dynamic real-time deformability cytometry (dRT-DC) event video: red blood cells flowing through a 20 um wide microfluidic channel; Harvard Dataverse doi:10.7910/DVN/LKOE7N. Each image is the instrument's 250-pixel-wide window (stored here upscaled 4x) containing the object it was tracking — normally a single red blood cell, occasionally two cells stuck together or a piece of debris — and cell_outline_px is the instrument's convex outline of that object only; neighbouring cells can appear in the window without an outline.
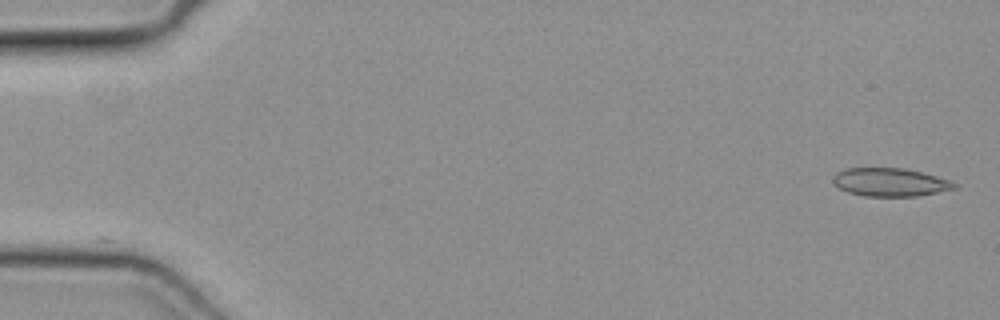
{"species": "common noctule bat (a hibernating species)", "species_latin": "Nyctalus noctula", "temperature_condition": "cold", "stored_images_in_passage": 49, "camera_frame_rate_fps": 3000, "um_per_image_px": 0.085, "animal": {"sex": "female", "body_mass_g": 19.3, "forearm_length_mm": 54.1}, "frame": {"image": 1, "passage_image": 1, "time_ms": 0.0, "image_size_px": [1000, 320], "cell_outline_px": [[956, 188], [916, 196], [864, 196], [848, 192], [840, 188], [832, 180], [832, 176], [836, 172], [844, 168], [904, 168], [924, 172], [948, 180], [956, 184]], "centroid_in_image_um": [75.62, 15.47], "position_along_channel_um": 9.4, "area_um2": 19.88}}
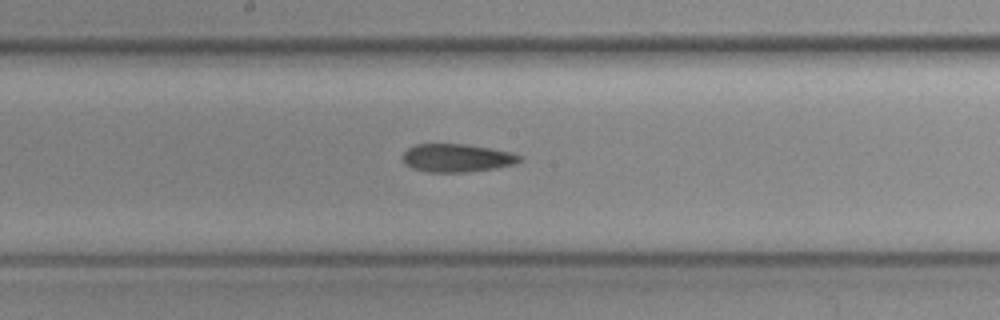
{"frame": {"image": 2, "passage_image": 26, "time_ms": 8.333, "image_size_px": [1000, 320], "cell_outline_px": [[524, 160], [516, 164], [496, 168], [468, 172], [428, 172], [412, 168], [404, 160], [404, 152], [408, 148], [416, 144], [464, 144], [512, 152], [524, 156]], "centroid_in_image_um": [38.92, 13.43], "position_along_channel_um": 209.3, "area_um2": 19.19}}
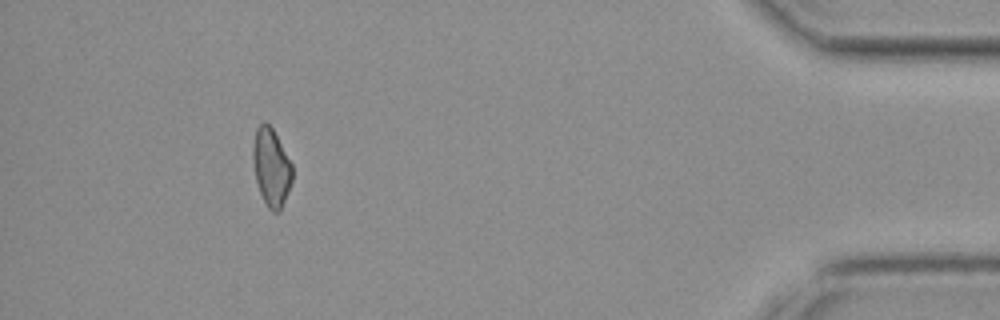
{"frame": {"image": 3, "passage_image": 45, "time_ms": 14.667, "image_size_px": [1000, 320], "cell_outline_px": [[292, 180], [288, 192], [280, 212], [272, 212], [268, 208], [260, 192], [256, 180], [252, 160], [252, 148], [256, 128], [264, 120], [272, 128], [292, 164]], "centroid_in_image_um": [23.05, 14.22], "position_along_channel_um": 412.2, "area_um2": 17.8}}